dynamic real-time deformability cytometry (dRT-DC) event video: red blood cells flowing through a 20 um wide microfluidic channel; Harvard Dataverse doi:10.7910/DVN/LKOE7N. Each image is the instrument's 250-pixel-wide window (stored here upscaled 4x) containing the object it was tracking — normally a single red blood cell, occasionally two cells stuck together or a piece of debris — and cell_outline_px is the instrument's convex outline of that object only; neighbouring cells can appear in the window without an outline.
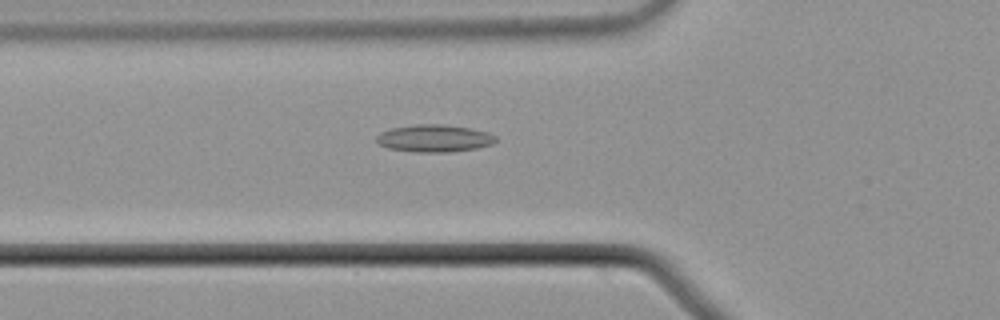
{"species": "common noctule bat (a hibernating species)", "species_latin": "Nyctalus noctula", "temperature_condition": "cold", "stored_images_in_passage": 55, "camera_frame_rate_fps": 3000, "um_per_image_px": 0.085, "animal": {"sex": "male", "body_mass_g": 21.5, "forearm_length_mm": 52.0}, "frame": {"image": 1, "passage_image": 20, "time_ms": 6.333, "image_size_px": [1000, 320], "cell_outline_px": [[496, 140], [492, 144], [476, 148], [444, 152], [420, 152], [388, 148], [380, 144], [376, 140], [376, 136], [380, 132], [392, 128], [412, 124], [440, 124], [472, 128], [488, 132], [496, 136]], "centroid_in_image_um": [36.91, 11.74], "position_along_channel_um": 88.9, "area_um2": 18.9}}
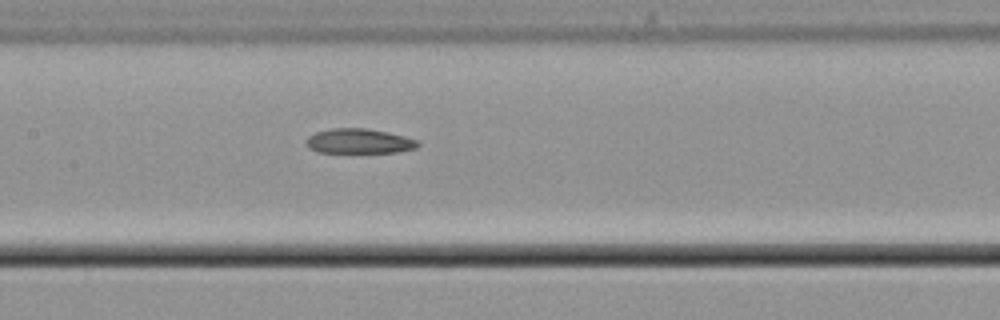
{"frame": {"image": 2, "passage_image": 27, "time_ms": 8.667, "image_size_px": [1000, 320], "cell_outline_px": [[420, 144], [416, 148], [396, 152], [320, 152], [308, 148], [308, 136], [316, 132], [332, 128], [368, 128], [388, 132], [404, 136], [416, 140]], "centroid_in_image_um": [30.54, 11.99], "position_along_channel_um": 176.9, "area_um2": 15.95}}
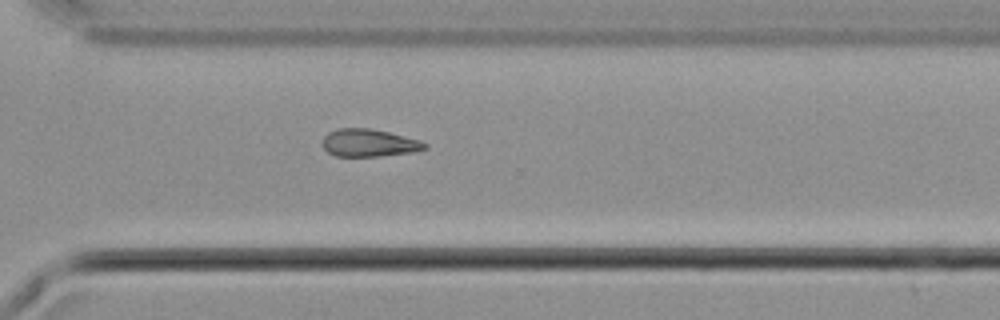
{"frame": {"image": 3, "passage_image": 40, "time_ms": 13.0, "image_size_px": [1000, 320], "cell_outline_px": [[428, 148], [412, 152], [380, 156], [336, 156], [328, 152], [324, 148], [324, 136], [328, 132], [336, 128], [368, 128], [388, 132], [420, 140], [428, 144]], "centroid_in_image_um": [31.38, 12.14], "position_along_channel_um": 339.2, "area_um2": 16.36}, "authors_computed_cell_mechanics": {"area_um2": 17.2244, "velocity_mm_per_s": 3.7483, "shape_relaxation_time_tau1_ms": null, "shape_relaxation_time_tau2_ms": 5.5685, "deformation_change_tau1": null, "deformation_change_tau2": 0.1438}}